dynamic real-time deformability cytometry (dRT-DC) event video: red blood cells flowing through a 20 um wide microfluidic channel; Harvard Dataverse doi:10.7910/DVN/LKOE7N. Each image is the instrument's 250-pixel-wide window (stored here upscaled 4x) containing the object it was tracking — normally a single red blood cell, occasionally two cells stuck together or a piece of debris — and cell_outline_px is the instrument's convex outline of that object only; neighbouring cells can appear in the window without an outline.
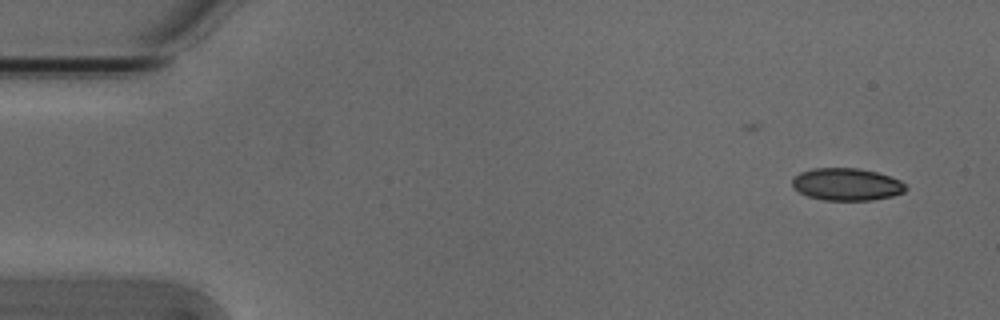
{"species": "Egyptian fruit bat (a non-hibernating species)", "species_latin": "Rousettus aegyptiacus", "temperature_condition": "cold", "stored_images_in_passage": 5, "camera_frame_rate_fps": 3000, "um_per_image_px": 0.085, "animal": {"sex": "male"}, "frame": {"image": 1, "passage_image": 1, "time_ms": 0.0, "image_size_px": [1000, 320], "cell_outline_px": [[908, 188], [904, 192], [892, 196], [872, 200], [824, 200], [808, 196], [792, 188], [792, 176], [800, 172], [812, 168], [856, 168], [876, 172], [900, 180]], "centroid_in_image_um": [71.93, 15.67], "position_along_channel_um": 13.1, "area_um2": 21.44}}
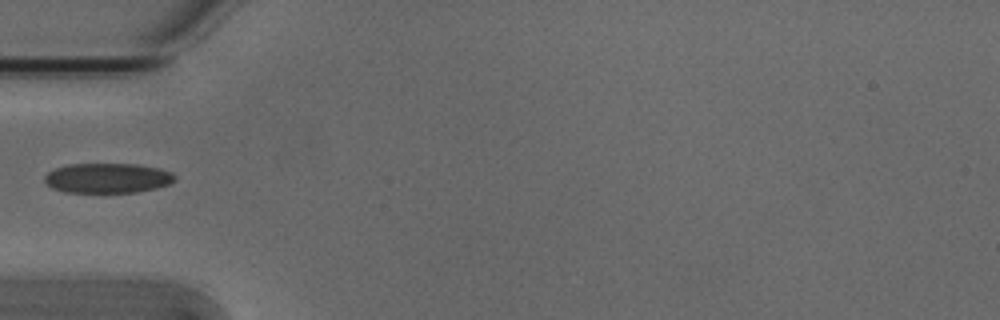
{"frame": {"image": 2, "passage_image": 4, "time_ms": 1.0, "image_size_px": [1000, 320], "cell_outline_px": [[176, 180], [168, 184], [156, 188], [136, 192], [64, 192], [52, 188], [44, 180], [44, 176], [48, 172], [56, 168], [68, 164], [136, 164], [160, 168], [172, 172], [176, 176]], "centroid_in_image_um": [9.16, 15.13], "position_along_channel_um": 75.8, "area_um2": 22.72}}
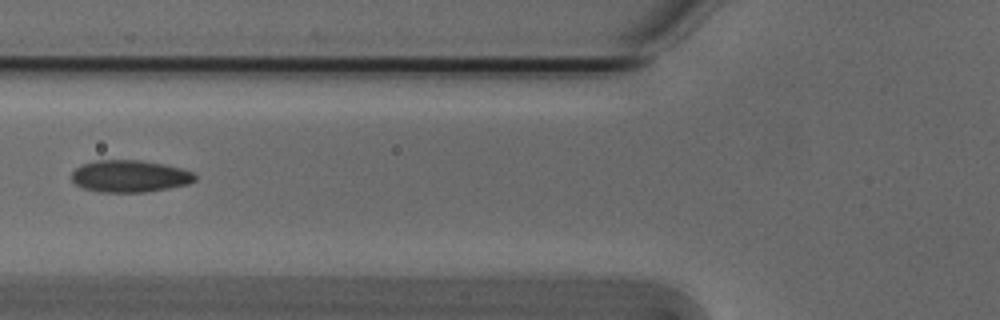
{"frame": {"image": 3, "passage_image": 5, "time_ms": 1.333, "image_size_px": [1000, 320], "cell_outline_px": [[196, 180], [188, 184], [168, 188], [144, 192], [100, 192], [84, 188], [76, 184], [72, 180], [72, 172], [76, 168], [84, 164], [96, 160], [140, 160], [164, 164], [184, 168], [192, 172], [196, 176]], "centroid_in_image_um": [11.06, 14.97], "position_along_channel_um": 114.7, "area_um2": 23.0}}